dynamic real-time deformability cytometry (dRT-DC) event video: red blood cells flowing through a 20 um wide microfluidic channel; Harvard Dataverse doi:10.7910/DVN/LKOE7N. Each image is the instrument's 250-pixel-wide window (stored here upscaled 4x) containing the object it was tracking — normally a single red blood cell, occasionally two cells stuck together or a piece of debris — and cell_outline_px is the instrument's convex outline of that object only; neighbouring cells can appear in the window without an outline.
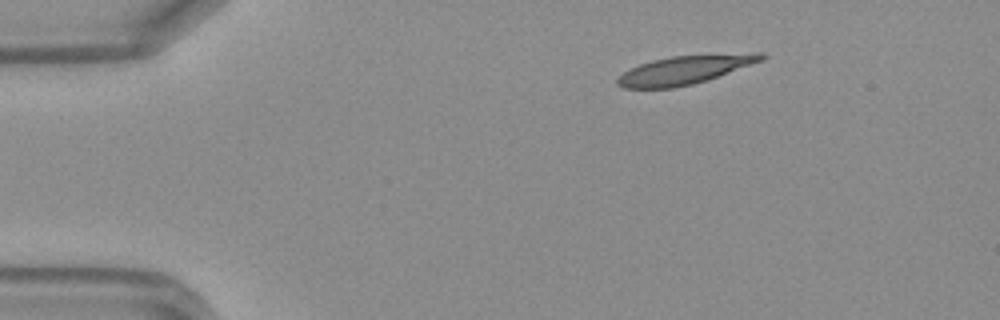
{"species": "Egyptian fruit bat (a non-hibernating species)", "species_latin": "Rousettus aegyptiacus", "temperature_condition": "warm", "stored_images_in_passage": 42, "camera_frame_rate_fps": 3000, "um_per_image_px": 0.085, "frame": {"image": 1, "passage_image": 1, "time_ms": 0.0, "image_size_px": [1000, 320], "cell_outline_px": [[768, 56], [764, 60], [692, 84], [672, 88], [624, 88], [616, 84], [616, 80], [624, 72], [640, 64], [652, 60], [672, 56], [752, 52], [764, 52]], "centroid_in_image_um": [58.24, 5.92], "position_along_channel_um": 26.8, "area_um2": 23.76}}
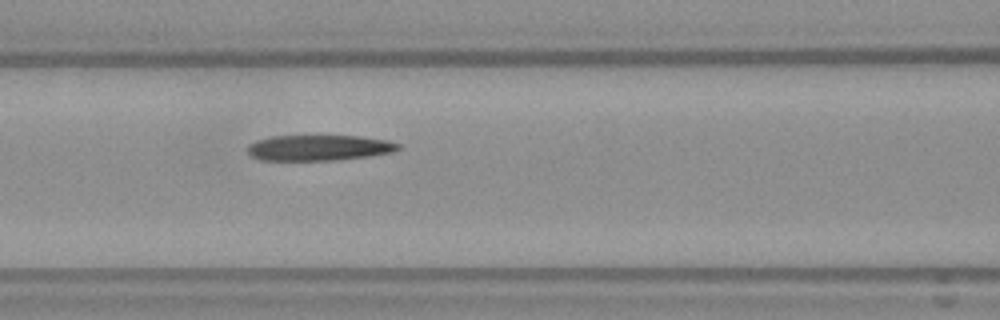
{"frame": {"image": 2, "passage_image": 14, "time_ms": 4.333, "image_size_px": [1000, 320], "cell_outline_px": [[400, 148], [392, 152], [368, 156], [340, 160], [260, 160], [252, 156], [248, 152], [248, 144], [256, 140], [272, 136], [360, 136], [388, 140], [400, 144]], "centroid_in_image_um": [27.11, 12.56], "position_along_channel_um": 139.5, "area_um2": 22.54}}
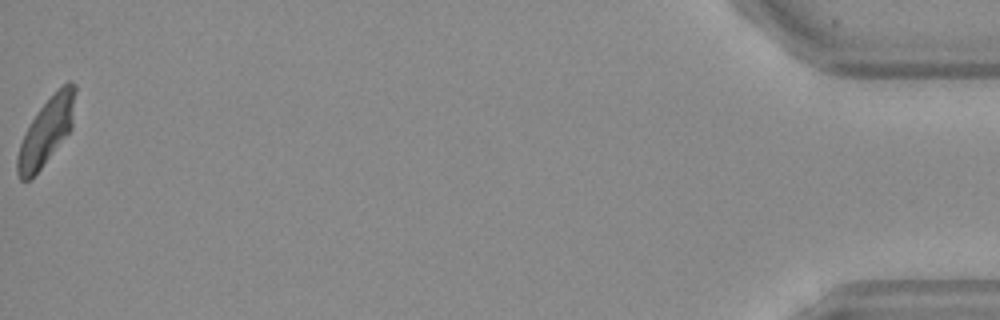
{"frame": {"image": 3, "passage_image": 42, "time_ms": 13.667, "image_size_px": [1000, 320], "cell_outline_px": [[76, 92], [72, 128], [40, 168], [28, 180], [20, 180], [16, 172], [16, 156], [20, 144], [36, 112], [68, 80], [72, 80], [76, 84]], "centroid_in_image_um": [3.95, 11.14], "position_along_channel_um": 431.3, "area_um2": 21.96}, "authors_computed_cell_mechanics": {"area_um2": 23.5824, "velocity_mm_per_s": 4.1697, "shape_relaxation_time_tau1_ms": null, "shape_relaxation_time_tau2_ms": 5.1735, "deformation_change_tau1": null, "deformation_change_tau2": 0.1383}}